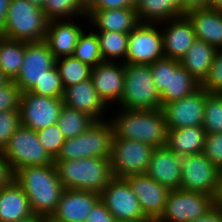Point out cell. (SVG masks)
<instances>
[{
  "label": "cell",
  "instance_id": "cell-11",
  "mask_svg": "<svg viewBox=\"0 0 222 222\" xmlns=\"http://www.w3.org/2000/svg\"><path fill=\"white\" fill-rule=\"evenodd\" d=\"M214 205L215 199L204 193L170 190L163 213L155 222H192Z\"/></svg>",
  "mask_w": 222,
  "mask_h": 222
},
{
  "label": "cell",
  "instance_id": "cell-48",
  "mask_svg": "<svg viewBox=\"0 0 222 222\" xmlns=\"http://www.w3.org/2000/svg\"><path fill=\"white\" fill-rule=\"evenodd\" d=\"M10 0H0V31L3 29L8 14Z\"/></svg>",
  "mask_w": 222,
  "mask_h": 222
},
{
  "label": "cell",
  "instance_id": "cell-51",
  "mask_svg": "<svg viewBox=\"0 0 222 222\" xmlns=\"http://www.w3.org/2000/svg\"><path fill=\"white\" fill-rule=\"evenodd\" d=\"M81 6L88 12L98 0H78Z\"/></svg>",
  "mask_w": 222,
  "mask_h": 222
},
{
  "label": "cell",
  "instance_id": "cell-25",
  "mask_svg": "<svg viewBox=\"0 0 222 222\" xmlns=\"http://www.w3.org/2000/svg\"><path fill=\"white\" fill-rule=\"evenodd\" d=\"M33 215L29 199L12 178L0 189V222H15Z\"/></svg>",
  "mask_w": 222,
  "mask_h": 222
},
{
  "label": "cell",
  "instance_id": "cell-29",
  "mask_svg": "<svg viewBox=\"0 0 222 222\" xmlns=\"http://www.w3.org/2000/svg\"><path fill=\"white\" fill-rule=\"evenodd\" d=\"M216 51L215 47L195 39L180 60V65L201 84L209 74Z\"/></svg>",
  "mask_w": 222,
  "mask_h": 222
},
{
  "label": "cell",
  "instance_id": "cell-16",
  "mask_svg": "<svg viewBox=\"0 0 222 222\" xmlns=\"http://www.w3.org/2000/svg\"><path fill=\"white\" fill-rule=\"evenodd\" d=\"M207 91L200 87L191 95L165 104L161 109L168 130L202 126Z\"/></svg>",
  "mask_w": 222,
  "mask_h": 222
},
{
  "label": "cell",
  "instance_id": "cell-20",
  "mask_svg": "<svg viewBox=\"0 0 222 222\" xmlns=\"http://www.w3.org/2000/svg\"><path fill=\"white\" fill-rule=\"evenodd\" d=\"M146 174L169 190L180 189L181 157L167 146L154 148Z\"/></svg>",
  "mask_w": 222,
  "mask_h": 222
},
{
  "label": "cell",
  "instance_id": "cell-35",
  "mask_svg": "<svg viewBox=\"0 0 222 222\" xmlns=\"http://www.w3.org/2000/svg\"><path fill=\"white\" fill-rule=\"evenodd\" d=\"M42 10L49 21L78 16L87 18V11L78 0H45Z\"/></svg>",
  "mask_w": 222,
  "mask_h": 222
},
{
  "label": "cell",
  "instance_id": "cell-12",
  "mask_svg": "<svg viewBox=\"0 0 222 222\" xmlns=\"http://www.w3.org/2000/svg\"><path fill=\"white\" fill-rule=\"evenodd\" d=\"M159 23H139L128 36L124 64L150 65L164 58L163 36Z\"/></svg>",
  "mask_w": 222,
  "mask_h": 222
},
{
  "label": "cell",
  "instance_id": "cell-46",
  "mask_svg": "<svg viewBox=\"0 0 222 222\" xmlns=\"http://www.w3.org/2000/svg\"><path fill=\"white\" fill-rule=\"evenodd\" d=\"M12 178L13 174L3 156V152L0 151V189L4 187Z\"/></svg>",
  "mask_w": 222,
  "mask_h": 222
},
{
  "label": "cell",
  "instance_id": "cell-36",
  "mask_svg": "<svg viewBox=\"0 0 222 222\" xmlns=\"http://www.w3.org/2000/svg\"><path fill=\"white\" fill-rule=\"evenodd\" d=\"M202 126L206 134L222 133V95L220 93L207 91Z\"/></svg>",
  "mask_w": 222,
  "mask_h": 222
},
{
  "label": "cell",
  "instance_id": "cell-6",
  "mask_svg": "<svg viewBox=\"0 0 222 222\" xmlns=\"http://www.w3.org/2000/svg\"><path fill=\"white\" fill-rule=\"evenodd\" d=\"M152 77L161 96V108L194 93L201 84L180 65V61L162 58L150 64Z\"/></svg>",
  "mask_w": 222,
  "mask_h": 222
},
{
  "label": "cell",
  "instance_id": "cell-17",
  "mask_svg": "<svg viewBox=\"0 0 222 222\" xmlns=\"http://www.w3.org/2000/svg\"><path fill=\"white\" fill-rule=\"evenodd\" d=\"M124 179L138 198L144 215L155 222L163 213L170 190L147 174L130 175Z\"/></svg>",
  "mask_w": 222,
  "mask_h": 222
},
{
  "label": "cell",
  "instance_id": "cell-18",
  "mask_svg": "<svg viewBox=\"0 0 222 222\" xmlns=\"http://www.w3.org/2000/svg\"><path fill=\"white\" fill-rule=\"evenodd\" d=\"M124 77L125 64L123 62L104 61L92 68L90 78L103 102L110 106L112 103L119 104L122 99Z\"/></svg>",
  "mask_w": 222,
  "mask_h": 222
},
{
  "label": "cell",
  "instance_id": "cell-28",
  "mask_svg": "<svg viewBox=\"0 0 222 222\" xmlns=\"http://www.w3.org/2000/svg\"><path fill=\"white\" fill-rule=\"evenodd\" d=\"M206 132L203 126L168 130L166 146L178 156L203 153Z\"/></svg>",
  "mask_w": 222,
  "mask_h": 222
},
{
  "label": "cell",
  "instance_id": "cell-14",
  "mask_svg": "<svg viewBox=\"0 0 222 222\" xmlns=\"http://www.w3.org/2000/svg\"><path fill=\"white\" fill-rule=\"evenodd\" d=\"M62 98H51L29 91L20 96L21 125L38 131L57 123L63 107Z\"/></svg>",
  "mask_w": 222,
  "mask_h": 222
},
{
  "label": "cell",
  "instance_id": "cell-32",
  "mask_svg": "<svg viewBox=\"0 0 222 222\" xmlns=\"http://www.w3.org/2000/svg\"><path fill=\"white\" fill-rule=\"evenodd\" d=\"M95 122L88 114L63 105L57 125L65 139H70L82 134Z\"/></svg>",
  "mask_w": 222,
  "mask_h": 222
},
{
  "label": "cell",
  "instance_id": "cell-55",
  "mask_svg": "<svg viewBox=\"0 0 222 222\" xmlns=\"http://www.w3.org/2000/svg\"><path fill=\"white\" fill-rule=\"evenodd\" d=\"M45 222H59V221L52 219L50 216H48V217H45Z\"/></svg>",
  "mask_w": 222,
  "mask_h": 222
},
{
  "label": "cell",
  "instance_id": "cell-8",
  "mask_svg": "<svg viewBox=\"0 0 222 222\" xmlns=\"http://www.w3.org/2000/svg\"><path fill=\"white\" fill-rule=\"evenodd\" d=\"M2 152L12 174L25 166L54 164V159L38 140L36 131L22 125L9 139Z\"/></svg>",
  "mask_w": 222,
  "mask_h": 222
},
{
  "label": "cell",
  "instance_id": "cell-41",
  "mask_svg": "<svg viewBox=\"0 0 222 222\" xmlns=\"http://www.w3.org/2000/svg\"><path fill=\"white\" fill-rule=\"evenodd\" d=\"M21 91L13 80L0 87V112L19 110Z\"/></svg>",
  "mask_w": 222,
  "mask_h": 222
},
{
  "label": "cell",
  "instance_id": "cell-10",
  "mask_svg": "<svg viewBox=\"0 0 222 222\" xmlns=\"http://www.w3.org/2000/svg\"><path fill=\"white\" fill-rule=\"evenodd\" d=\"M221 171L203 154L181 156V186L186 191L215 196Z\"/></svg>",
  "mask_w": 222,
  "mask_h": 222
},
{
  "label": "cell",
  "instance_id": "cell-13",
  "mask_svg": "<svg viewBox=\"0 0 222 222\" xmlns=\"http://www.w3.org/2000/svg\"><path fill=\"white\" fill-rule=\"evenodd\" d=\"M100 200L117 222H151L124 178L113 177L100 193Z\"/></svg>",
  "mask_w": 222,
  "mask_h": 222
},
{
  "label": "cell",
  "instance_id": "cell-22",
  "mask_svg": "<svg viewBox=\"0 0 222 222\" xmlns=\"http://www.w3.org/2000/svg\"><path fill=\"white\" fill-rule=\"evenodd\" d=\"M161 29L166 58L181 60L196 39L195 31L187 17L163 21ZM163 30V31H162Z\"/></svg>",
  "mask_w": 222,
  "mask_h": 222
},
{
  "label": "cell",
  "instance_id": "cell-45",
  "mask_svg": "<svg viewBox=\"0 0 222 222\" xmlns=\"http://www.w3.org/2000/svg\"><path fill=\"white\" fill-rule=\"evenodd\" d=\"M192 222H222V209L215 204L205 214Z\"/></svg>",
  "mask_w": 222,
  "mask_h": 222
},
{
  "label": "cell",
  "instance_id": "cell-44",
  "mask_svg": "<svg viewBox=\"0 0 222 222\" xmlns=\"http://www.w3.org/2000/svg\"><path fill=\"white\" fill-rule=\"evenodd\" d=\"M135 8L130 0H98L90 10Z\"/></svg>",
  "mask_w": 222,
  "mask_h": 222
},
{
  "label": "cell",
  "instance_id": "cell-43",
  "mask_svg": "<svg viewBox=\"0 0 222 222\" xmlns=\"http://www.w3.org/2000/svg\"><path fill=\"white\" fill-rule=\"evenodd\" d=\"M88 214L85 222H117L101 200L94 205Z\"/></svg>",
  "mask_w": 222,
  "mask_h": 222
},
{
  "label": "cell",
  "instance_id": "cell-52",
  "mask_svg": "<svg viewBox=\"0 0 222 222\" xmlns=\"http://www.w3.org/2000/svg\"><path fill=\"white\" fill-rule=\"evenodd\" d=\"M210 9H214L222 12V0H211Z\"/></svg>",
  "mask_w": 222,
  "mask_h": 222
},
{
  "label": "cell",
  "instance_id": "cell-49",
  "mask_svg": "<svg viewBox=\"0 0 222 222\" xmlns=\"http://www.w3.org/2000/svg\"><path fill=\"white\" fill-rule=\"evenodd\" d=\"M215 204L222 209V171L219 178V188L215 196Z\"/></svg>",
  "mask_w": 222,
  "mask_h": 222
},
{
  "label": "cell",
  "instance_id": "cell-50",
  "mask_svg": "<svg viewBox=\"0 0 222 222\" xmlns=\"http://www.w3.org/2000/svg\"><path fill=\"white\" fill-rule=\"evenodd\" d=\"M15 222H45V217L33 214L25 219L15 221Z\"/></svg>",
  "mask_w": 222,
  "mask_h": 222
},
{
  "label": "cell",
  "instance_id": "cell-27",
  "mask_svg": "<svg viewBox=\"0 0 222 222\" xmlns=\"http://www.w3.org/2000/svg\"><path fill=\"white\" fill-rule=\"evenodd\" d=\"M135 8L140 23H161L187 14L180 0H141Z\"/></svg>",
  "mask_w": 222,
  "mask_h": 222
},
{
  "label": "cell",
  "instance_id": "cell-56",
  "mask_svg": "<svg viewBox=\"0 0 222 222\" xmlns=\"http://www.w3.org/2000/svg\"><path fill=\"white\" fill-rule=\"evenodd\" d=\"M130 1L136 7L141 0H130Z\"/></svg>",
  "mask_w": 222,
  "mask_h": 222
},
{
  "label": "cell",
  "instance_id": "cell-33",
  "mask_svg": "<svg viewBox=\"0 0 222 222\" xmlns=\"http://www.w3.org/2000/svg\"><path fill=\"white\" fill-rule=\"evenodd\" d=\"M55 66L61 77L64 89L90 79L92 67L81 62L74 56H64L57 58Z\"/></svg>",
  "mask_w": 222,
  "mask_h": 222
},
{
  "label": "cell",
  "instance_id": "cell-39",
  "mask_svg": "<svg viewBox=\"0 0 222 222\" xmlns=\"http://www.w3.org/2000/svg\"><path fill=\"white\" fill-rule=\"evenodd\" d=\"M20 126L21 119L19 110L0 112V151L6 147L9 139Z\"/></svg>",
  "mask_w": 222,
  "mask_h": 222
},
{
  "label": "cell",
  "instance_id": "cell-2",
  "mask_svg": "<svg viewBox=\"0 0 222 222\" xmlns=\"http://www.w3.org/2000/svg\"><path fill=\"white\" fill-rule=\"evenodd\" d=\"M119 112V113H118ZM116 116H110L113 139L137 140L153 148L166 146L168 127L162 109L129 110L121 108Z\"/></svg>",
  "mask_w": 222,
  "mask_h": 222
},
{
  "label": "cell",
  "instance_id": "cell-42",
  "mask_svg": "<svg viewBox=\"0 0 222 222\" xmlns=\"http://www.w3.org/2000/svg\"><path fill=\"white\" fill-rule=\"evenodd\" d=\"M203 154L222 171V133L206 134Z\"/></svg>",
  "mask_w": 222,
  "mask_h": 222
},
{
  "label": "cell",
  "instance_id": "cell-1",
  "mask_svg": "<svg viewBox=\"0 0 222 222\" xmlns=\"http://www.w3.org/2000/svg\"><path fill=\"white\" fill-rule=\"evenodd\" d=\"M13 179L27 195L33 214L51 216L65 189L55 164L22 167L13 174Z\"/></svg>",
  "mask_w": 222,
  "mask_h": 222
},
{
  "label": "cell",
  "instance_id": "cell-38",
  "mask_svg": "<svg viewBox=\"0 0 222 222\" xmlns=\"http://www.w3.org/2000/svg\"><path fill=\"white\" fill-rule=\"evenodd\" d=\"M36 134L45 151L55 159L66 140L57 123L36 131Z\"/></svg>",
  "mask_w": 222,
  "mask_h": 222
},
{
  "label": "cell",
  "instance_id": "cell-15",
  "mask_svg": "<svg viewBox=\"0 0 222 222\" xmlns=\"http://www.w3.org/2000/svg\"><path fill=\"white\" fill-rule=\"evenodd\" d=\"M56 58L46 42H26L25 55L19 74L13 80L21 93L29 91L55 66Z\"/></svg>",
  "mask_w": 222,
  "mask_h": 222
},
{
  "label": "cell",
  "instance_id": "cell-30",
  "mask_svg": "<svg viewBox=\"0 0 222 222\" xmlns=\"http://www.w3.org/2000/svg\"><path fill=\"white\" fill-rule=\"evenodd\" d=\"M26 42L3 38L0 44V70L8 78L14 80L20 72Z\"/></svg>",
  "mask_w": 222,
  "mask_h": 222
},
{
  "label": "cell",
  "instance_id": "cell-4",
  "mask_svg": "<svg viewBox=\"0 0 222 222\" xmlns=\"http://www.w3.org/2000/svg\"><path fill=\"white\" fill-rule=\"evenodd\" d=\"M49 20L44 11L27 0H10L3 29L5 38L24 42L45 39Z\"/></svg>",
  "mask_w": 222,
  "mask_h": 222
},
{
  "label": "cell",
  "instance_id": "cell-3",
  "mask_svg": "<svg viewBox=\"0 0 222 222\" xmlns=\"http://www.w3.org/2000/svg\"><path fill=\"white\" fill-rule=\"evenodd\" d=\"M58 178L65 189L101 193L113 178L110 158H83L54 161Z\"/></svg>",
  "mask_w": 222,
  "mask_h": 222
},
{
  "label": "cell",
  "instance_id": "cell-53",
  "mask_svg": "<svg viewBox=\"0 0 222 222\" xmlns=\"http://www.w3.org/2000/svg\"><path fill=\"white\" fill-rule=\"evenodd\" d=\"M30 4L36 5L39 8H43L44 4H45V0H27Z\"/></svg>",
  "mask_w": 222,
  "mask_h": 222
},
{
  "label": "cell",
  "instance_id": "cell-37",
  "mask_svg": "<svg viewBox=\"0 0 222 222\" xmlns=\"http://www.w3.org/2000/svg\"><path fill=\"white\" fill-rule=\"evenodd\" d=\"M29 92L51 98H63L64 87L56 66L51 68Z\"/></svg>",
  "mask_w": 222,
  "mask_h": 222
},
{
  "label": "cell",
  "instance_id": "cell-19",
  "mask_svg": "<svg viewBox=\"0 0 222 222\" xmlns=\"http://www.w3.org/2000/svg\"><path fill=\"white\" fill-rule=\"evenodd\" d=\"M100 200V194L92 191L64 189L51 218L59 222H85L88 213Z\"/></svg>",
  "mask_w": 222,
  "mask_h": 222
},
{
  "label": "cell",
  "instance_id": "cell-40",
  "mask_svg": "<svg viewBox=\"0 0 222 222\" xmlns=\"http://www.w3.org/2000/svg\"><path fill=\"white\" fill-rule=\"evenodd\" d=\"M201 87L209 93H222V49H217L209 74Z\"/></svg>",
  "mask_w": 222,
  "mask_h": 222
},
{
  "label": "cell",
  "instance_id": "cell-26",
  "mask_svg": "<svg viewBox=\"0 0 222 222\" xmlns=\"http://www.w3.org/2000/svg\"><path fill=\"white\" fill-rule=\"evenodd\" d=\"M195 31L196 39L216 49H222V12L214 9L192 10L186 14Z\"/></svg>",
  "mask_w": 222,
  "mask_h": 222
},
{
  "label": "cell",
  "instance_id": "cell-9",
  "mask_svg": "<svg viewBox=\"0 0 222 222\" xmlns=\"http://www.w3.org/2000/svg\"><path fill=\"white\" fill-rule=\"evenodd\" d=\"M153 149L137 140L113 139L110 157L113 177L146 174Z\"/></svg>",
  "mask_w": 222,
  "mask_h": 222
},
{
  "label": "cell",
  "instance_id": "cell-21",
  "mask_svg": "<svg viewBox=\"0 0 222 222\" xmlns=\"http://www.w3.org/2000/svg\"><path fill=\"white\" fill-rule=\"evenodd\" d=\"M62 99L65 106L80 110L95 121H105L106 119L102 115L108 106L97 93L91 78L65 88Z\"/></svg>",
  "mask_w": 222,
  "mask_h": 222
},
{
  "label": "cell",
  "instance_id": "cell-34",
  "mask_svg": "<svg viewBox=\"0 0 222 222\" xmlns=\"http://www.w3.org/2000/svg\"><path fill=\"white\" fill-rule=\"evenodd\" d=\"M73 56L81 62L95 67L104 62L100 52L99 39L96 32L86 33L85 29L80 34Z\"/></svg>",
  "mask_w": 222,
  "mask_h": 222
},
{
  "label": "cell",
  "instance_id": "cell-54",
  "mask_svg": "<svg viewBox=\"0 0 222 222\" xmlns=\"http://www.w3.org/2000/svg\"><path fill=\"white\" fill-rule=\"evenodd\" d=\"M8 81H9L8 78L0 70V87L6 84Z\"/></svg>",
  "mask_w": 222,
  "mask_h": 222
},
{
  "label": "cell",
  "instance_id": "cell-31",
  "mask_svg": "<svg viewBox=\"0 0 222 222\" xmlns=\"http://www.w3.org/2000/svg\"><path fill=\"white\" fill-rule=\"evenodd\" d=\"M96 34L103 61L115 62L116 60L118 62L119 60L121 62L124 59L122 62H125L129 34L115 31H96Z\"/></svg>",
  "mask_w": 222,
  "mask_h": 222
},
{
  "label": "cell",
  "instance_id": "cell-57",
  "mask_svg": "<svg viewBox=\"0 0 222 222\" xmlns=\"http://www.w3.org/2000/svg\"><path fill=\"white\" fill-rule=\"evenodd\" d=\"M4 38L3 34L0 32V44H1V40Z\"/></svg>",
  "mask_w": 222,
  "mask_h": 222
},
{
  "label": "cell",
  "instance_id": "cell-23",
  "mask_svg": "<svg viewBox=\"0 0 222 222\" xmlns=\"http://www.w3.org/2000/svg\"><path fill=\"white\" fill-rule=\"evenodd\" d=\"M84 28L74 20H51L48 22L44 41L54 57L73 56L80 34Z\"/></svg>",
  "mask_w": 222,
  "mask_h": 222
},
{
  "label": "cell",
  "instance_id": "cell-24",
  "mask_svg": "<svg viewBox=\"0 0 222 222\" xmlns=\"http://www.w3.org/2000/svg\"><path fill=\"white\" fill-rule=\"evenodd\" d=\"M87 22L97 31L120 32L129 34L139 23L136 8L112 10H89Z\"/></svg>",
  "mask_w": 222,
  "mask_h": 222
},
{
  "label": "cell",
  "instance_id": "cell-47",
  "mask_svg": "<svg viewBox=\"0 0 222 222\" xmlns=\"http://www.w3.org/2000/svg\"><path fill=\"white\" fill-rule=\"evenodd\" d=\"M184 10L188 13L192 10L210 8L211 0H180Z\"/></svg>",
  "mask_w": 222,
  "mask_h": 222
},
{
  "label": "cell",
  "instance_id": "cell-7",
  "mask_svg": "<svg viewBox=\"0 0 222 222\" xmlns=\"http://www.w3.org/2000/svg\"><path fill=\"white\" fill-rule=\"evenodd\" d=\"M119 105L129 110L161 109V96L150 65L125 64L124 92Z\"/></svg>",
  "mask_w": 222,
  "mask_h": 222
},
{
  "label": "cell",
  "instance_id": "cell-5",
  "mask_svg": "<svg viewBox=\"0 0 222 222\" xmlns=\"http://www.w3.org/2000/svg\"><path fill=\"white\" fill-rule=\"evenodd\" d=\"M114 128L110 120L96 121L91 127L75 138L66 139L54 161L83 158H110Z\"/></svg>",
  "mask_w": 222,
  "mask_h": 222
}]
</instances>
